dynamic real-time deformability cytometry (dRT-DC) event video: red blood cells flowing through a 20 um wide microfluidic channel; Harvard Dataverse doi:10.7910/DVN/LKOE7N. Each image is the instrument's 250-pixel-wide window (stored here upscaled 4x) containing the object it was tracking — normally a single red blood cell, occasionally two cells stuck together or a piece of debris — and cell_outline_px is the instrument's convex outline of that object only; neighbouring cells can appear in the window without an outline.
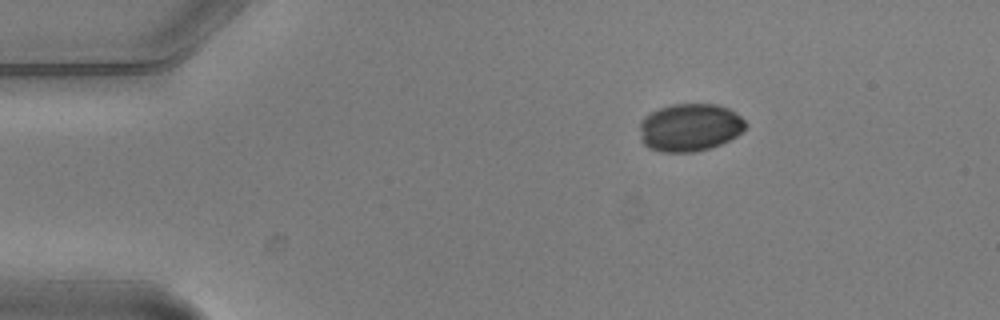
{"species": "common noctule bat (a hibernating species)", "species_latin": "Nyctalus noctula", "temperature_condition": "warm", "stored_images_in_passage": 3, "camera_frame_rate_fps": 3000, "um_per_image_px": 0.085, "animal": {"sex": "male", "body_mass_g": 20.5, "forearm_length_mm": 52.5}, "frame": {"image": 1, "passage_image": 1, "time_ms": 0.0, "image_size_px": [1000, 320], "cell_outline_px": [[748, 124], [736, 136], [720, 144], [708, 148], [692, 152], [660, 152], [648, 148], [640, 140], [640, 120], [644, 116], [660, 108], [672, 104], [716, 104], [728, 108], [736, 112]], "centroid_in_image_um": [58.6, 10.83], "position_along_channel_um": 26.4, "area_um2": 29.54}}